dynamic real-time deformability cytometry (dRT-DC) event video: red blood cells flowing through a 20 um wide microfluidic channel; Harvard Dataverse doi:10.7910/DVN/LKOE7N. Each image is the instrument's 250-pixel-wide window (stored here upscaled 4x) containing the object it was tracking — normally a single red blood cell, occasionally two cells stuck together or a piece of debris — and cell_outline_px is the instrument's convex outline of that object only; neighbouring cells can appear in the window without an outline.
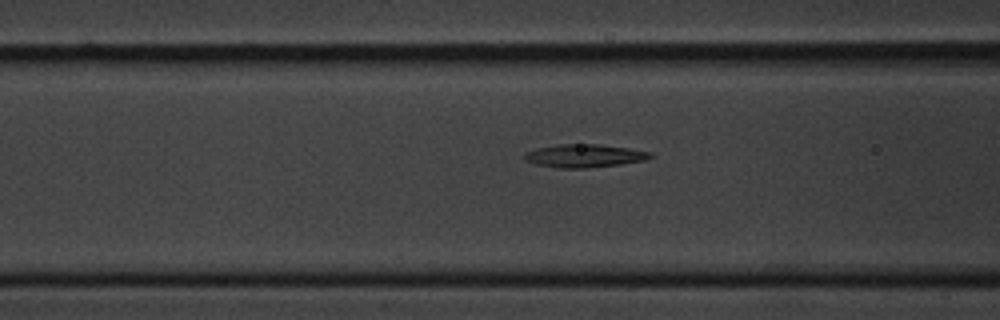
{"species": "common noctule bat (a hibernating species)", "species_latin": "Nyctalus noctula", "temperature_condition": "cold", "stored_images_in_passage": 7, "camera_frame_rate_fps": 3000, "um_per_image_px": 0.085, "animal": {"sex": "male", "body_mass_g": 20.1, "forearm_length_mm": 53.5}, "frame": {"image": 1, "passage_image": 5, "time_ms": 1.333, "image_size_px": [1000, 320], "cell_outline_px": [[652, 156], [644, 160], [620, 164], [588, 168], [556, 168], [536, 164], [524, 160], [524, 152], [536, 148], [556, 144], [600, 144], [628, 148], [652, 152]], "centroid_in_image_um": [49.62, 13.24], "position_along_channel_um": 117.0, "area_um2": 17.05}}